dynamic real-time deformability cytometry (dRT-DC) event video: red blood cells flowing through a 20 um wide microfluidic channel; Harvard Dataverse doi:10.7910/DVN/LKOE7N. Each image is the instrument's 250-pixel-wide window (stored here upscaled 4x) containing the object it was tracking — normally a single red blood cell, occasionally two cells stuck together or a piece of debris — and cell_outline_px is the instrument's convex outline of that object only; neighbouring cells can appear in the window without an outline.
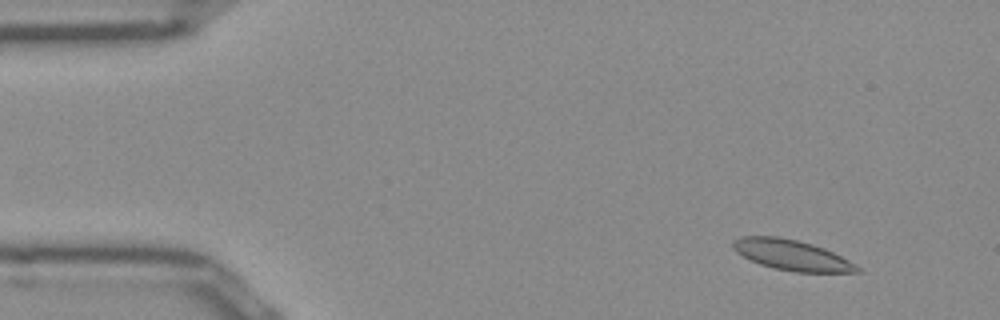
{"species": "Egyptian fruit bat (a non-hibernating species)", "species_latin": "Rousettus aegyptiacus", "temperature_condition": "room temperature", "stored_images_in_passage": 51, "camera_frame_rate_fps": 3000, "um_per_image_px": 0.085, "frame": {"image": 1, "passage_image": 4, "time_ms": 1.0, "image_size_px": [1000, 320], "cell_outline_px": [[860, 272], [796, 272], [772, 268], [760, 264], [736, 252], [732, 248], [732, 244], [740, 236], [776, 236], [796, 240], [812, 244], [824, 248], [848, 260], [860, 268]], "centroid_in_image_um": [67.28, 21.68], "position_along_channel_um": 17.7, "area_um2": 21.73}}
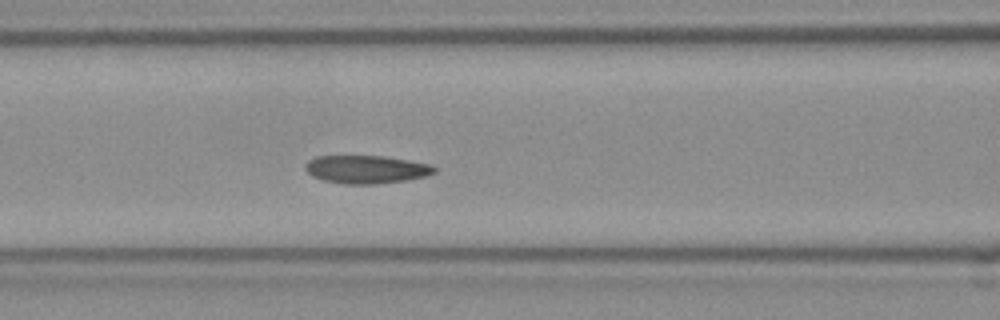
{"frame": {"image": 2, "passage_image": 20, "time_ms": 6.333, "image_size_px": [1000, 320], "cell_outline_px": [[436, 172], [424, 176], [408, 180], [376, 184], [344, 184], [320, 180], [312, 176], [304, 168], [304, 164], [308, 160], [316, 156], [384, 156], [432, 164], [436, 168]], "centroid_in_image_um": [31.11, 14.4], "position_along_channel_um": 135.5, "area_um2": 21.33}}
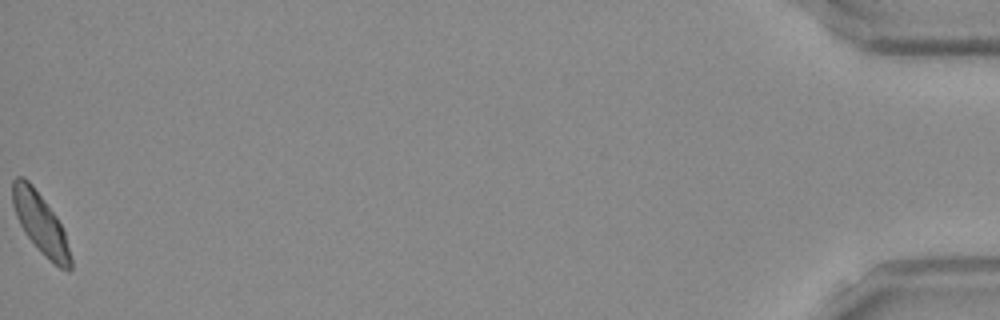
{"frame": {"image": 3, "passage_image": 51, "time_ms": 16.667, "image_size_px": [1000, 320], "cell_outline_px": [[72, 268], [68, 272], [60, 268], [44, 256], [24, 232], [16, 216], [12, 204], [12, 180], [16, 176], [24, 176], [32, 184], [56, 216], [64, 232], [72, 260]], "centroid_in_image_um": [3.42, 18.98], "position_along_channel_um": 431.8, "area_um2": 20.4}, "authors_computed_cell_mechanics": {"area_um2": 21.2126, "velocity_mm_per_s": 3.8849, "shape_relaxation_time_tau1_ms": 4.1138, "shape_relaxation_time_tau2_ms": 1.8877, "deformation_change_tau1": 0.1248, "deformation_change_tau2": 0.0517}}